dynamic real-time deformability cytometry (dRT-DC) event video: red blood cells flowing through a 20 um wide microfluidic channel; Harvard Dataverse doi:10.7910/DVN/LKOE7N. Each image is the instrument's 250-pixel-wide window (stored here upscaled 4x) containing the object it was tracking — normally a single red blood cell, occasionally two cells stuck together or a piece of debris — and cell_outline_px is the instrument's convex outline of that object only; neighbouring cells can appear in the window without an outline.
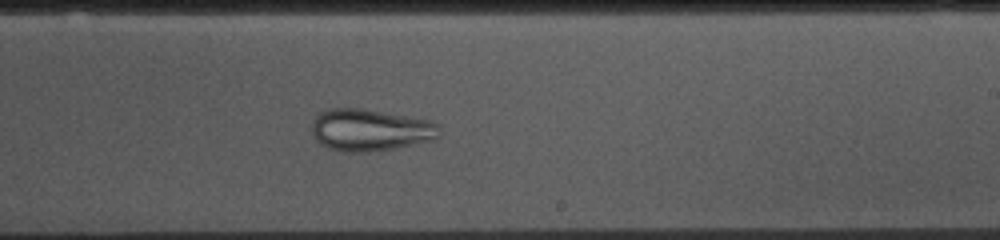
{"species": "common noctule bat (a hibernating species)", "species_latin": "Nyctalus noctula", "temperature_condition": "cold", "stored_images_in_passage": 52, "camera_frame_rate_fps": 3000, "um_per_image_px": 0.085, "animal": {"sex": "female", "body_mass_g": 10.0, "forearm_length_mm": 53.1}, "frame": {"image": 1, "passage_image": 30, "time_ms": 9.667, "image_size_px": [1000, 240], "cell_outline_px": [[440, 136], [432, 140], [396, 148], [364, 152], [348, 152], [328, 148], [320, 144], [316, 140], [312, 132], [312, 120], [324, 108], [364, 108], [432, 120], [440, 124]], "centroid_in_image_um": [31.48, 11.03], "position_along_channel_um": 257.5, "area_um2": 31.67}}